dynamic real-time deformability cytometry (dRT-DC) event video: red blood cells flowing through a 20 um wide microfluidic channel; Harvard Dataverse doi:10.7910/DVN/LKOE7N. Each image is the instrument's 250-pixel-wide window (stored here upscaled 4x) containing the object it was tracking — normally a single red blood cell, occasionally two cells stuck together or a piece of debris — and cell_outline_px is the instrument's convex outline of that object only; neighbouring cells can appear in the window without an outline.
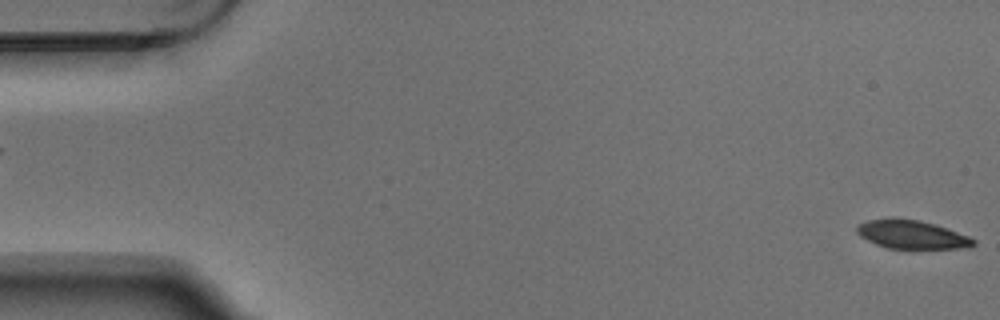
{"species": "Egyptian fruit bat (a non-hibernating species)", "species_latin": "Rousettus aegyptiacus", "temperature_condition": "warm", "stored_images_in_passage": 5, "camera_frame_rate_fps": 3000, "um_per_image_px": 0.085, "animal": {"sex": "male"}, "frame": {"image": 1, "passage_image": 5, "time_ms": 1.333, "image_size_px": [1000, 320], "cell_outline_px": [[976, 244], [968, 248], [888, 248], [876, 244], [860, 236], [856, 232], [856, 224], [868, 220], [920, 220], [936, 224], [968, 236], [976, 240]], "centroid_in_image_um": [77.53, 19.95], "position_along_channel_um": 7.5, "area_um2": 18.9}}